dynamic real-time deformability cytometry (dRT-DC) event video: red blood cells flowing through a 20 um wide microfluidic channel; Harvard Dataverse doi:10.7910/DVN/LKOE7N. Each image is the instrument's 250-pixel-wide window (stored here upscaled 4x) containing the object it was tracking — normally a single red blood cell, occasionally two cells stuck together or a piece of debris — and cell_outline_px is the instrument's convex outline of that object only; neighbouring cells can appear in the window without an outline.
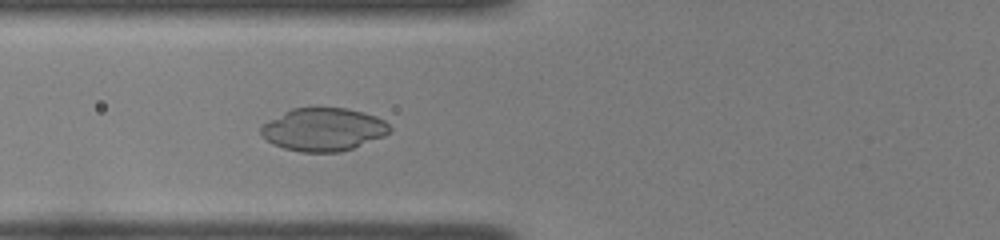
{"species": "common noctule bat (a hibernating species)", "species_latin": "Nyctalus noctula", "temperature_condition": "room temperature", "stored_images_in_passage": 33, "camera_frame_rate_fps": 3000, "um_per_image_px": 0.085, "animal": {"sex": "female", "body_mass_g": 22.0, "forearm_length_mm": 56.7}, "frame": {"image": 1, "passage_image": 3, "time_ms": 0.667, "image_size_px": [1000, 240], "cell_outline_px": [[392, 132], [384, 136], [352, 148], [340, 152], [300, 152], [284, 148], [272, 144], [260, 132], [260, 128], [264, 124], [284, 112], [292, 108], [312, 104], [316, 104], [348, 108], [364, 112], [376, 116], [384, 120], [392, 128]], "centroid_in_image_um": [27.51, 10.95], "position_along_channel_um": 98.3, "area_um2": 33.0}}
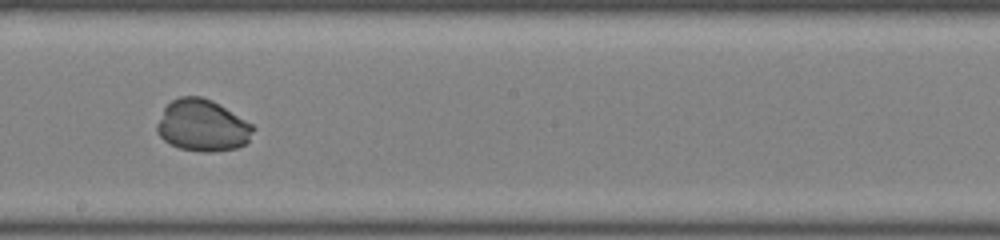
{"frame": {"image": 2, "passage_image": 13, "time_ms": 4.0, "image_size_px": [1000, 240], "cell_outline_px": [[256, 128], [248, 140], [244, 144], [236, 148], [212, 152], [200, 152], [180, 148], [164, 140], [160, 136], [156, 128], [156, 124], [164, 108], [172, 100], [180, 96], [200, 96], [212, 100], [252, 124]], "centroid_in_image_um": [17.2, 10.67], "position_along_channel_um": 231.0, "area_um2": 28.84}}
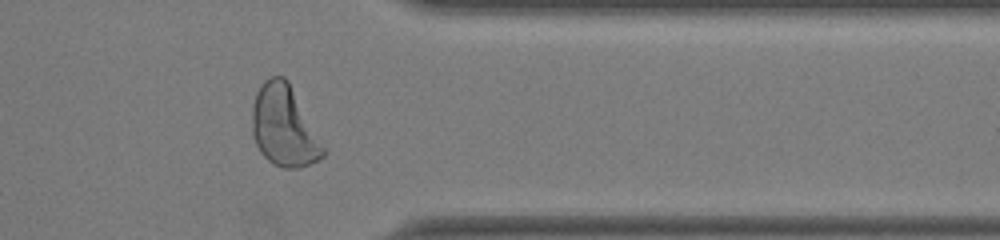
{"frame": {"image": 3, "passage_image": 25, "time_ms": 8.0, "image_size_px": [1000, 240], "cell_outline_px": [[324, 156], [300, 168], [284, 168], [272, 164], [260, 152], [252, 136], [252, 104], [256, 92], [260, 84], [264, 80], [272, 76], [284, 76], [288, 80], [324, 148]], "centroid_in_image_um": [24.09, 10.72], "position_along_channel_um": 387.3, "area_um2": 33.18}}